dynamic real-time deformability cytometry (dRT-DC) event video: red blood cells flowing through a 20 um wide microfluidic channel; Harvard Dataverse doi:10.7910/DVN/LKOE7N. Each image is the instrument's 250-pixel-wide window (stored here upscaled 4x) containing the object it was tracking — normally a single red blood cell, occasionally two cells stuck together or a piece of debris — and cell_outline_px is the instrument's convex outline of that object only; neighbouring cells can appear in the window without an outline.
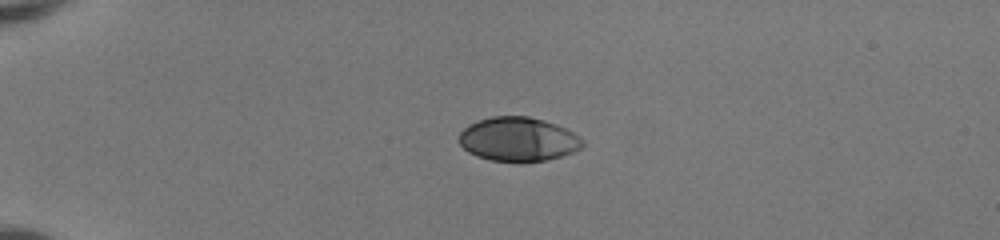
{"species": "human", "species_latin": "Homo sapiens", "temperature_condition": "room temperature", "stored_images_in_passage": 39, "camera_frame_rate_fps": 3000, "um_per_image_px": 0.085, "donor": {"sex": "female"}, "frame": {"image": 1, "passage_image": 1, "time_ms": 0.0, "image_size_px": [1000, 240], "cell_outline_px": [[584, 144], [580, 148], [572, 152], [548, 160], [520, 164], [492, 160], [476, 156], [468, 152], [460, 144], [460, 132], [468, 124], [476, 120], [492, 116], [528, 116], [544, 120], [556, 124], [580, 136], [584, 140]], "centroid_in_image_um": [44.04, 11.85], "position_along_channel_um": 41.0, "area_um2": 32.19}}
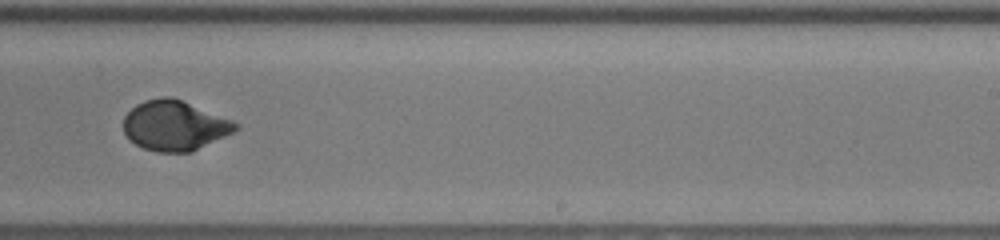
{"frame": {"image": 2, "passage_image": 22, "time_ms": 7.0, "image_size_px": [1000, 240], "cell_outline_px": [[240, 128], [236, 132], [192, 152], [156, 152], [144, 148], [136, 144], [124, 132], [124, 116], [136, 104], [144, 100], [164, 96], [172, 96], [232, 120], [240, 124]], "centroid_in_image_um": [14.89, 10.67], "position_along_channel_um": 274.1, "area_um2": 32.83}}
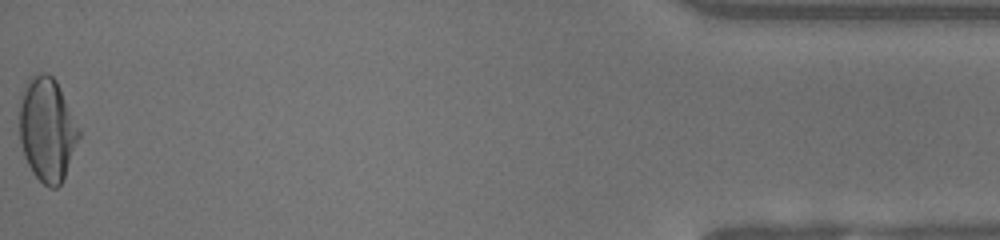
{"frame": {"image": 3, "passage_image": 39, "time_ms": 12.667, "image_size_px": [1000, 240], "cell_outline_px": [[80, 136], [64, 176], [60, 184], [56, 188], [48, 188], [32, 172], [24, 156], [20, 144], [20, 92], [28, 76], [40, 72], [48, 72], [56, 80], [80, 128]], "centroid_in_image_um": [3.99, 10.95], "position_along_channel_um": 431.2, "area_um2": 36.24}, "authors_computed_cell_mechanics": {"area_um2": 32.5414, "velocity_mm_per_s": 4.129, "shape_relaxation_time_tau1_ms": 4.0537, "shape_relaxation_time_tau2_ms": null, "deformation_change_tau1": 0.1888, "deformation_change_tau2": null}}